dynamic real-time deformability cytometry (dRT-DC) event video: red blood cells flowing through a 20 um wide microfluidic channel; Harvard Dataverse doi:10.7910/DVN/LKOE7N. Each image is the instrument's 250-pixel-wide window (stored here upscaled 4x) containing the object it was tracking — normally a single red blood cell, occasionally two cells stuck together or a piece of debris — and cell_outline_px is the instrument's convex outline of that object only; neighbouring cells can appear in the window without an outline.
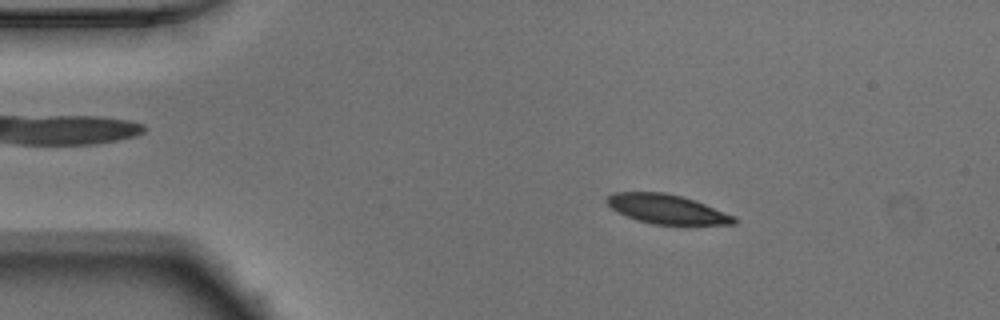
{"species": "Egyptian fruit bat (a non-hibernating species)", "species_latin": "Rousettus aegyptiacus", "temperature_condition": "warm", "stored_images_in_passage": 51, "camera_frame_rate_fps": 3000, "um_per_image_px": 0.085, "animal": {"sex": "male"}, "frame": {"image": 1, "passage_image": 8, "time_ms": 2.333, "image_size_px": [1000, 320], "cell_outline_px": [[736, 224], [652, 224], [636, 220], [612, 208], [604, 200], [608, 196], [616, 192], [664, 192], [680, 196], [704, 204], [736, 216]], "centroid_in_image_um": [56.67, 17.77], "position_along_channel_um": 28.3, "area_um2": 21.33}}
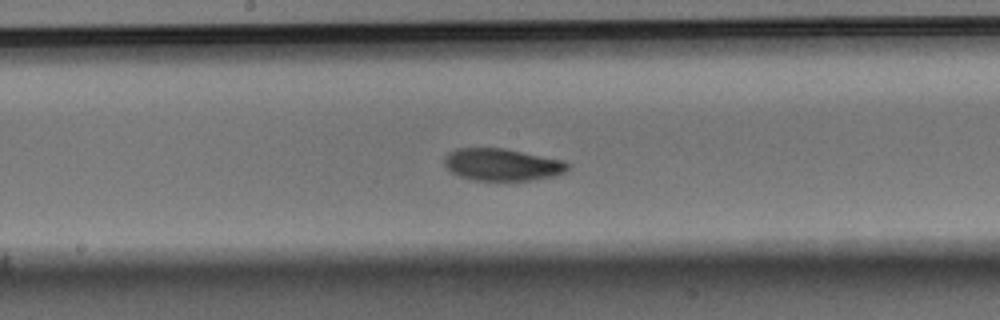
{"frame": {"image": 2, "passage_image": 26, "time_ms": 8.333, "image_size_px": [1000, 320], "cell_outline_px": [[568, 168], [564, 172], [556, 176], [528, 180], [476, 180], [460, 176], [452, 172], [444, 164], [444, 156], [448, 152], [456, 148], [504, 148], [564, 160], [568, 164]], "centroid_in_image_um": [42.67, 13.98], "position_along_channel_um": 205.5, "area_um2": 23.06}}
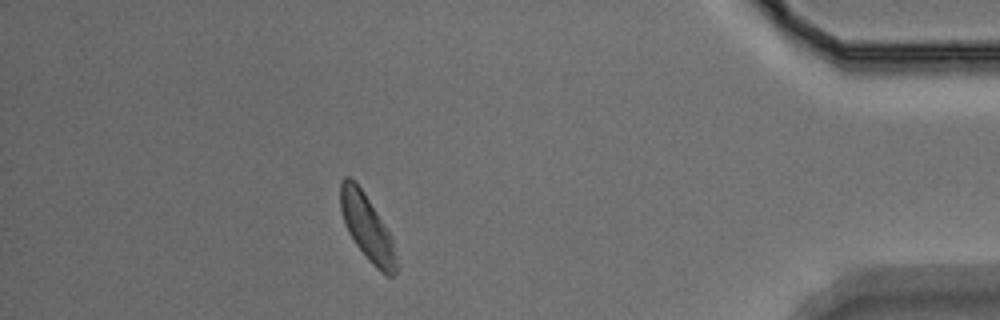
{"frame": {"image": 3, "passage_image": 45, "time_ms": 14.667, "image_size_px": [1000, 320], "cell_outline_px": [[396, 272], [392, 276], [388, 276], [380, 272], [368, 260], [356, 244], [348, 232], [344, 224], [340, 208], [340, 180], [344, 176], [348, 176], [356, 180], [364, 192], [392, 236], [396, 264]], "centroid_in_image_um": [31.17, 19.29], "position_along_channel_um": 404.0, "area_um2": 21.44}, "authors_computed_cell_mechanics": {"area_um2": 22.6576, "velocity_mm_per_s": 3.867, "shape_relaxation_time_tau1_ms": 2.1122, "shape_relaxation_time_tau2_ms": null, "deformation_change_tau1": 0.1129, "deformation_change_tau2": null}}